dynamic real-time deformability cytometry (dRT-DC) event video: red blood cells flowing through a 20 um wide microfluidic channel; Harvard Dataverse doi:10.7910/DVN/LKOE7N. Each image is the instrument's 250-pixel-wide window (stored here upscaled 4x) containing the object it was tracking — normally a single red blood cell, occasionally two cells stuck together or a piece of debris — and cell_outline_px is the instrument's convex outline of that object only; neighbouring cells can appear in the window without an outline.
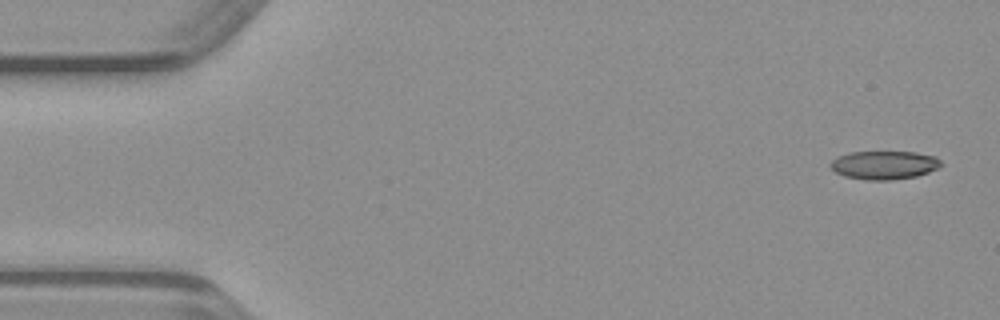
{"species": "common noctule bat (a hibernating species)", "species_latin": "Nyctalus noctula", "temperature_condition": "warm", "stored_images_in_passage": 49, "camera_frame_rate_fps": 3000, "um_per_image_px": 0.085, "animal": {"sex": "male", "body_mass_g": 23.1, "forearm_length_mm": 52.7}, "frame": {"image": 1, "passage_image": 2, "time_ms": 0.333, "image_size_px": [1000, 320], "cell_outline_px": [[940, 164], [936, 168], [928, 172], [916, 176], [892, 180], [864, 180], [844, 176], [836, 172], [828, 164], [836, 156], [848, 152], [916, 152], [936, 156], [940, 160]], "centroid_in_image_um": [75.11, 14.02], "position_along_channel_um": 9.9, "area_um2": 18.38}}
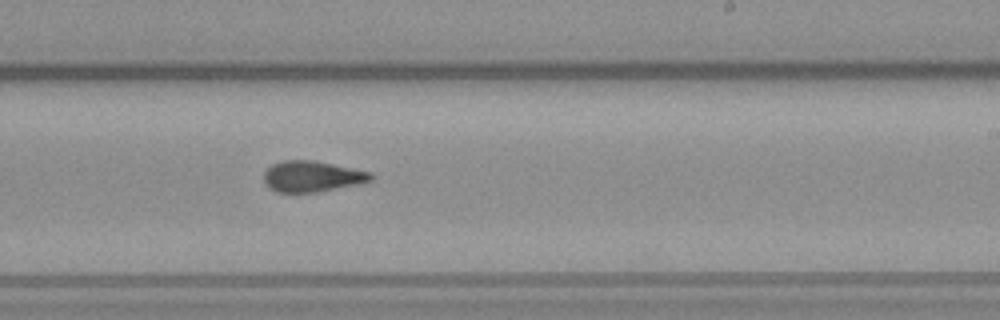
{"frame": {"image": 2, "passage_image": 29, "time_ms": 9.333, "image_size_px": [1000, 320], "cell_outline_px": [[376, 176], [372, 180], [356, 184], [316, 192], [276, 192], [264, 180], [264, 172], [272, 164], [284, 160], [312, 160], [372, 172]], "centroid_in_image_um": [26.55, 14.98], "position_along_channel_um": 262.5, "area_um2": 19.02}}
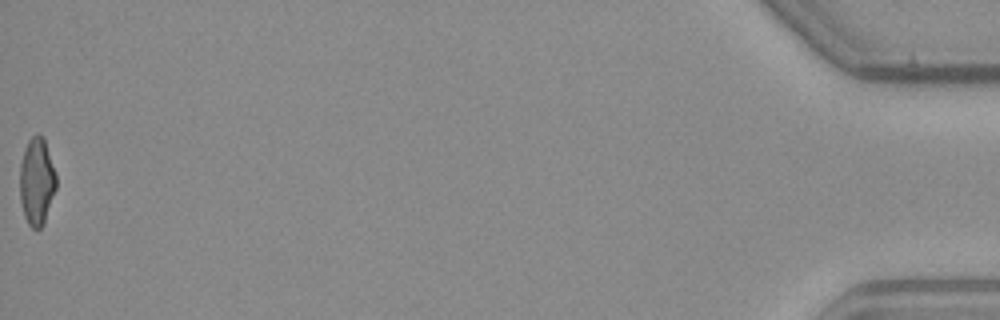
{"frame": {"image": 3, "passage_image": 49, "time_ms": 16.0, "image_size_px": [1000, 320], "cell_outline_px": [[56, 188], [44, 224], [40, 228], [32, 228], [28, 224], [24, 216], [20, 200], [20, 164], [24, 148], [28, 140], [36, 132], [44, 136], [56, 172]], "centroid_in_image_um": [3.13, 15.38], "position_along_channel_um": 432.1, "area_um2": 18.84}}